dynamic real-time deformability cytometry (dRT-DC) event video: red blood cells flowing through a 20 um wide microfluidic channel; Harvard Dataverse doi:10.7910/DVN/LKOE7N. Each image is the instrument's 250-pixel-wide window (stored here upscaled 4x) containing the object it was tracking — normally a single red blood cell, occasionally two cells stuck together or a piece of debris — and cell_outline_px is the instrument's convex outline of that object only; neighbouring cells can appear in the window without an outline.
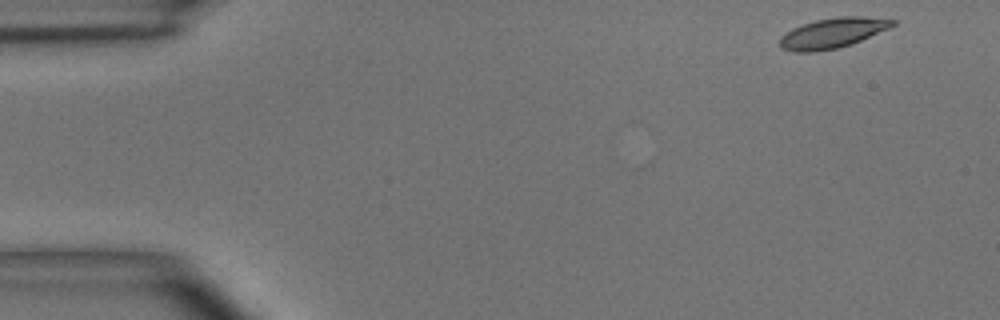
{"species": "common noctule bat (a hibernating species)", "species_latin": "Nyctalus noctula", "temperature_condition": "room temperature", "stored_images_in_passage": 4, "camera_frame_rate_fps": 3000, "um_per_image_px": 0.085, "animal": {"sex": "male", "body_mass_g": 15.6}, "frame": {"image": 1, "passage_image": 1, "time_ms": 0.0, "image_size_px": [1000, 320], "cell_outline_px": [[896, 24], [888, 28], [860, 40], [836, 48], [812, 52], [792, 52], [780, 48], [780, 36], [792, 28], [816, 20], [840, 16], [864, 16], [896, 20]], "centroid_in_image_um": [70.72, 2.8], "position_along_channel_um": 14.3, "area_um2": 19.54}}
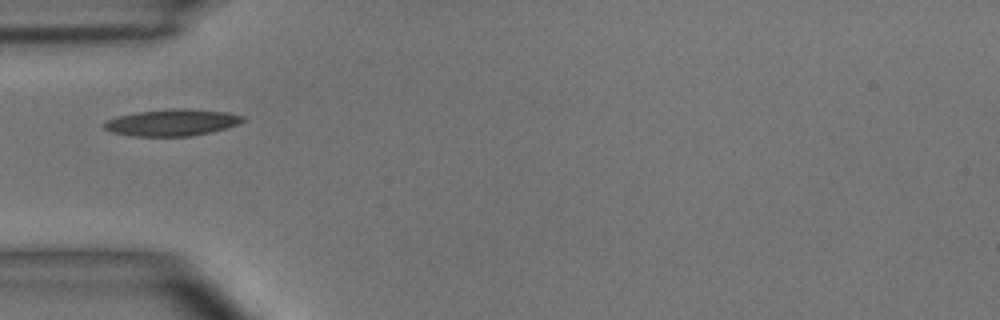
{"frame": {"image": 2, "passage_image": 4, "time_ms": 4.333, "image_size_px": [1000, 320], "cell_outline_px": [[248, 120], [212, 132], [192, 136], [132, 136], [112, 132], [100, 128], [100, 124], [116, 116], [136, 112], [168, 108], [188, 108], [228, 112], [244, 116]], "centroid_in_image_um": [14.59, 10.4], "position_along_channel_um": 70.4, "area_um2": 21.96}}